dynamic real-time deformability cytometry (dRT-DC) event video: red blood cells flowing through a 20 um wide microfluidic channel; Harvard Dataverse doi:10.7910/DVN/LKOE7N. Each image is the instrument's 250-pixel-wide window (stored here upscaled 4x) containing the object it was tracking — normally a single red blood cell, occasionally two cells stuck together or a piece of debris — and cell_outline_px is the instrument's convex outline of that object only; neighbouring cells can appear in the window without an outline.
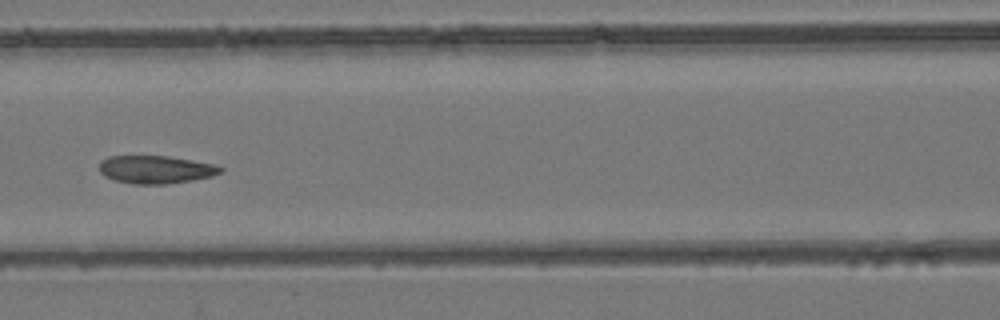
{"species": "common noctule bat (a hibernating species)", "species_latin": "Nyctalus noctula", "temperature_condition": "room temperature", "stored_images_in_passage": 8, "camera_frame_rate_fps": 3000, "um_per_image_px": 0.085, "animal": {"sex": "female", "body_mass_g": 24.6, "forearm_length_mm": 56.2}, "frame": {"image": 1, "passage_image": 7, "time_ms": 2.0, "image_size_px": [1000, 320], "cell_outline_px": [[224, 168], [220, 172], [212, 176], [192, 180], [168, 184], [132, 184], [116, 180], [104, 176], [100, 172], [100, 160], [108, 156], [168, 156], [216, 164]], "centroid_in_image_um": [13.24, 14.4], "position_along_channel_um": 153.4, "area_um2": 19.77}}
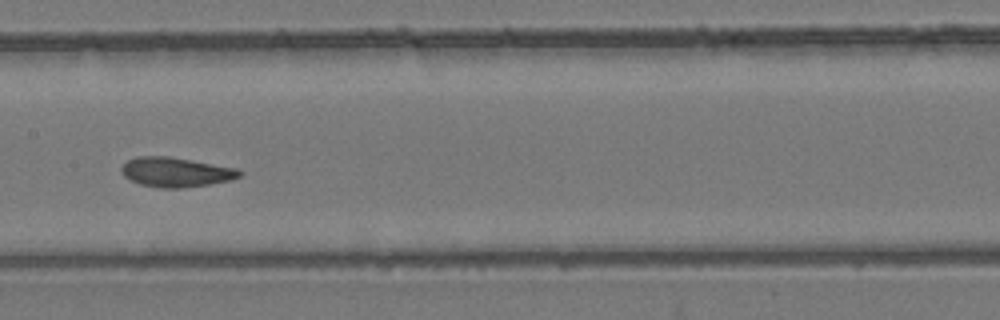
{"frame": {"image": 2, "passage_image": 8, "time_ms": 2.333, "image_size_px": [1000, 320], "cell_outline_px": [[244, 172], [240, 176], [232, 180], [208, 184], [180, 188], [160, 188], [140, 184], [124, 176], [120, 172], [120, 168], [128, 160], [136, 156], [168, 156], [236, 168]], "centroid_in_image_um": [14.93, 14.63], "position_along_channel_um": 192.5, "area_um2": 20.29}}